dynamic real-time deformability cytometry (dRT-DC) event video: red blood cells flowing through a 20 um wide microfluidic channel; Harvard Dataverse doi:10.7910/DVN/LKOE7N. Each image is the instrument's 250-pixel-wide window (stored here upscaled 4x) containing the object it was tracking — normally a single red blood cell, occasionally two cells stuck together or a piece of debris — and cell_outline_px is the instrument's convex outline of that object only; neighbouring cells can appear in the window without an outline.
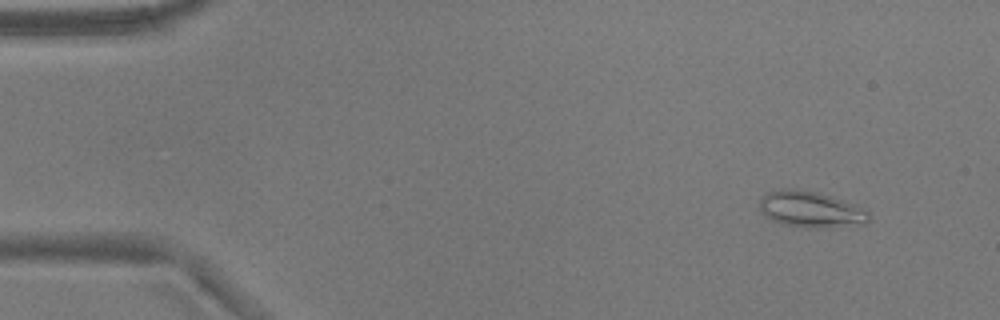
{"species": "common noctule bat (a hibernating species)", "species_latin": "Nyctalus noctula", "temperature_condition": "warm", "stored_images_in_passage": 52, "camera_frame_rate_fps": 3000, "um_per_image_px": 0.085, "animal": {"sex": "male", "body_mass_g": 17.9}, "frame": {"image": 1, "passage_image": 4, "time_ms": 1.0, "image_size_px": [1000, 320], "cell_outline_px": [[868, 220], [864, 224], [812, 228], [808, 228], [784, 224], [772, 220], [764, 216], [760, 208], [760, 200], [768, 192], [816, 192], [832, 196], [868, 208]], "centroid_in_image_um": [69.0, 17.85], "position_along_channel_um": 16.0, "area_um2": 22.2}}
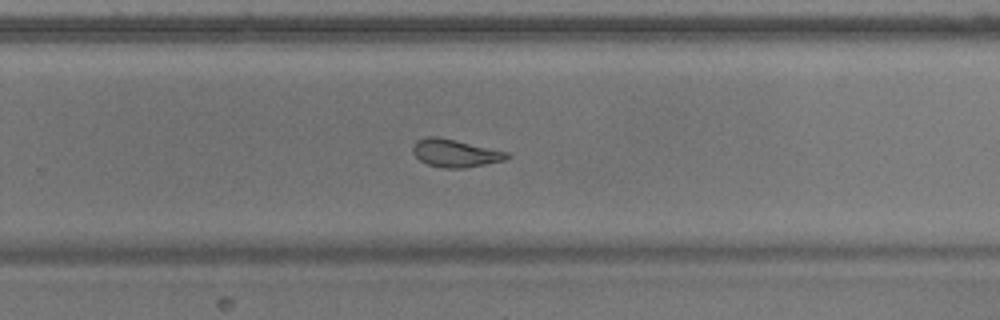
{"frame": {"image": 2, "passage_image": 34, "time_ms": 11.0, "image_size_px": [1000, 320], "cell_outline_px": [[512, 156], [504, 160], [464, 168], [444, 168], [428, 164], [420, 160], [412, 152], [412, 148], [416, 140], [424, 136], [436, 136], [508, 152]], "centroid_in_image_um": [38.66, 13.01], "position_along_channel_um": 291.1, "area_um2": 15.09}}
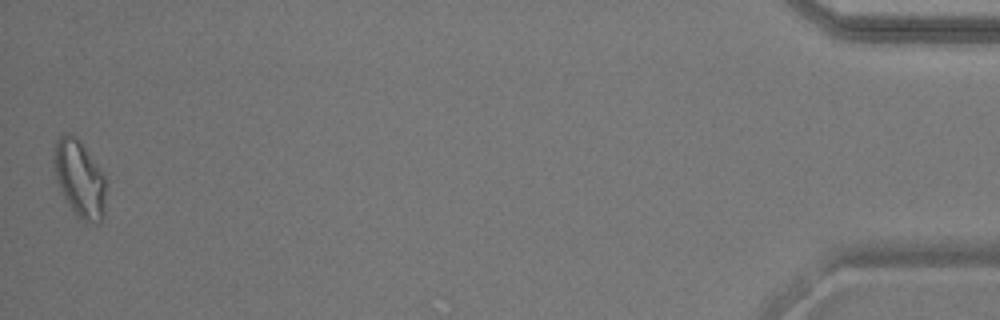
{"frame": {"image": 3, "passage_image": 52, "time_ms": 17.0, "image_size_px": [1000, 320], "cell_outline_px": [[104, 216], [100, 224], [96, 224], [84, 220], [76, 216], [64, 196], [60, 188], [52, 164], [52, 160], [56, 140], [64, 132], [72, 132], [76, 136], [96, 164], [104, 176]], "centroid_in_image_um": [6.73, 15.17], "position_along_channel_um": 428.5, "area_um2": 23.06}, "authors_computed_cell_mechanics": {"area_um2": 17.4845, "velocity_mm_per_s": 3.7929, "shape_relaxation_time_tau1_ms": null, "shape_relaxation_time_tau2_ms": 4.0089, "deformation_change_tau1": null, "deformation_change_tau2": 0.0974}}